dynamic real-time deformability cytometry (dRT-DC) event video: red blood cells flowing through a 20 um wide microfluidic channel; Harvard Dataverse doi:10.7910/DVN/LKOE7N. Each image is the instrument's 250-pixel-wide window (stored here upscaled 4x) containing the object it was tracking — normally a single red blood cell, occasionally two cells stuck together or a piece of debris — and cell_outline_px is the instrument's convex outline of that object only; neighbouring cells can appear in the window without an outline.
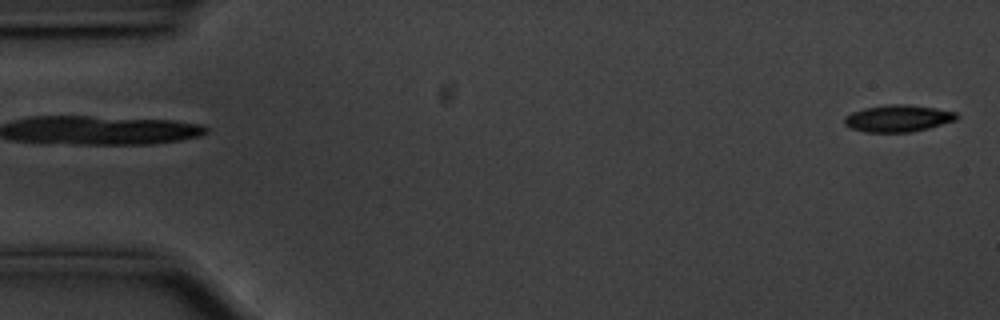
{"species": "common noctule bat (a hibernating species)", "species_latin": "Nyctalus noctula", "temperature_condition": "cold", "stored_images_in_passage": 57, "segment_of_instrument_passage": [1, 2], "camera_frame_rate_fps": 3000, "um_per_image_px": 0.085, "animal": {"sex": "male", "body_mass_g": 20.1, "forearm_length_mm": 53.5}, "frame": {"image": 1, "passage_image": 1, "time_ms": 0.0, "image_size_px": [1000, 320], "cell_outline_px": [[956, 120], [928, 128], [912, 132], [864, 132], [848, 128], [844, 124], [844, 116], [852, 112], [864, 108], [888, 104], [904, 104], [932, 108], [956, 112]], "centroid_in_image_um": [76.25, 10.07], "position_along_channel_um": 8.7, "area_um2": 17.51}}
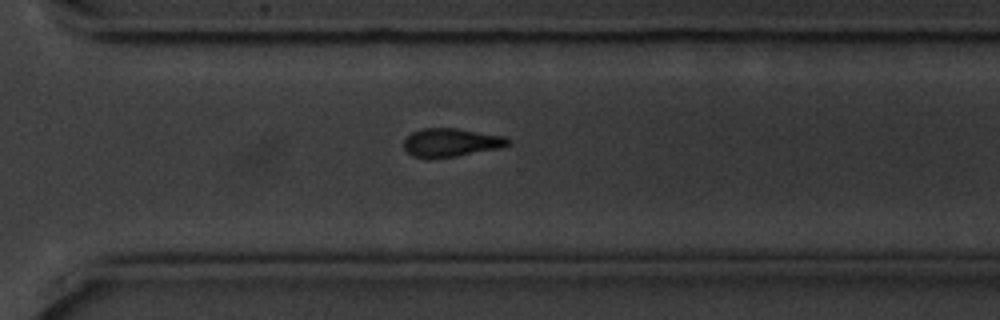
{"frame": {"image": 2, "passage_image": 39, "time_ms": 12.667, "image_size_px": [1000, 320], "cell_outline_px": [[512, 144], [500, 148], [456, 156], [412, 156], [404, 148], [404, 140], [412, 132], [424, 128], [456, 128], [504, 136]], "centroid_in_image_um": [38.37, 12.09], "position_along_channel_um": 332.2, "area_um2": 16.76}}
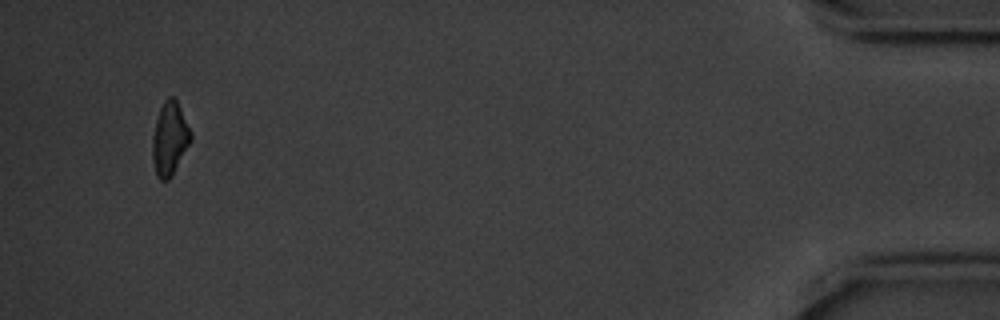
{"frame": {"image": 3, "passage_image": 53, "time_ms": 17.333, "image_size_px": [1000, 320], "cell_outline_px": [[192, 140], [172, 176], [168, 180], [160, 180], [156, 176], [152, 160], [152, 136], [156, 120], [160, 108], [164, 100], [168, 96], [172, 96], [176, 100], [192, 132]], "centroid_in_image_um": [14.42, 11.81], "position_along_channel_um": 420.8, "area_um2": 16.53}}